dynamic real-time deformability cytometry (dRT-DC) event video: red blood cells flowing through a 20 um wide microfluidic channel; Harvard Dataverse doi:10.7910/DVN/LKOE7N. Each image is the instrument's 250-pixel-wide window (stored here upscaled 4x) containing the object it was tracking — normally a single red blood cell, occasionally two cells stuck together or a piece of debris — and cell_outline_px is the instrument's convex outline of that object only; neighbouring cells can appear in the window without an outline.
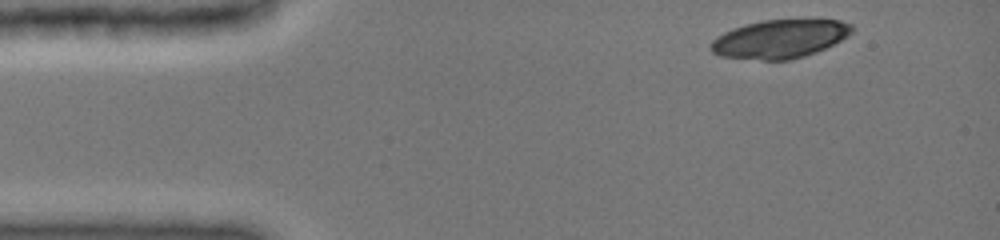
{"species": "common noctule bat (a hibernating species)", "species_latin": "Nyctalus noctula", "temperature_condition": "cold", "stored_images_in_passage": 8, "camera_frame_rate_fps": 3000, "um_per_image_px": 0.085, "animal": {"sex": "female", "body_mass_g": 19.0, "forearm_length_mm": 51.5}, "frame": {"image": 1, "passage_image": 1, "time_ms": 0.0, "image_size_px": [1000, 240], "cell_outline_px": [[852, 32], [848, 36], [816, 52], [804, 56], [788, 60], [764, 60], [720, 56], [712, 52], [712, 40], [716, 36], [732, 28], [764, 20], [840, 20], [852, 24]], "centroid_in_image_um": [66.28, 3.31], "position_along_channel_um": 18.7, "area_um2": 31.27}}